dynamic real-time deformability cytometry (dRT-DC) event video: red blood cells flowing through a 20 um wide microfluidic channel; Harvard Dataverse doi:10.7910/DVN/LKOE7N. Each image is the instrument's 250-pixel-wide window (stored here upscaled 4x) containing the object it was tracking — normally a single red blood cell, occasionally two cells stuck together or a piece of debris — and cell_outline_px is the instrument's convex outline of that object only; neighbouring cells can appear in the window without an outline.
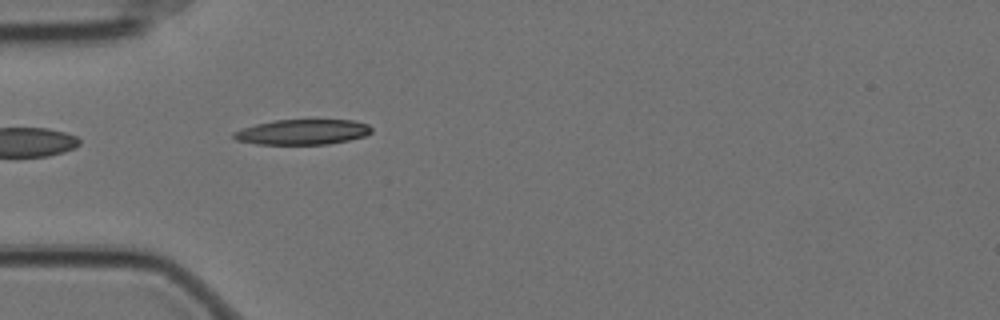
{"species": "Egyptian fruit bat (a non-hibernating species)", "species_latin": "Rousettus aegyptiacus", "temperature_condition": "cold", "stored_images_in_passage": 12, "camera_frame_rate_fps": 3000, "um_per_image_px": 0.085, "animal": {"sex": "female"}, "frame": {"image": 1, "passage_image": 1, "time_ms": 0.0, "image_size_px": [1000, 320], "cell_outline_px": [[372, 132], [364, 136], [348, 140], [328, 144], [256, 144], [236, 140], [232, 136], [232, 132], [256, 124], [276, 120], [352, 120], [368, 124], [372, 128]], "centroid_in_image_um": [25.71, 11.22], "position_along_channel_um": 59.3, "area_um2": 20.17}}
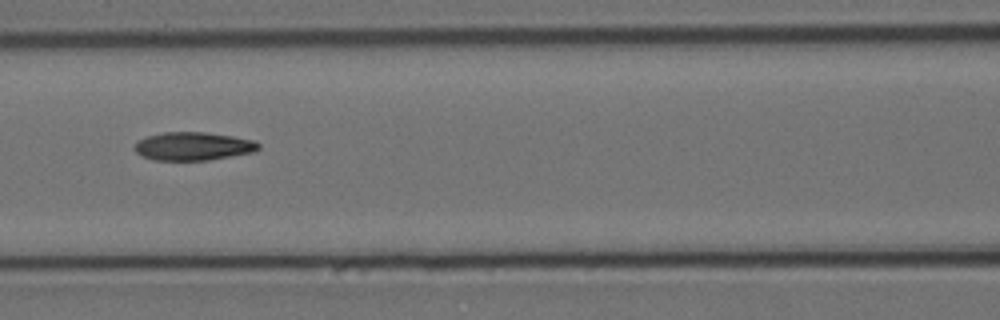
{"frame": {"image": 2, "passage_image": 9, "time_ms": 2.667, "image_size_px": [1000, 320], "cell_outline_px": [[260, 148], [256, 152], [208, 160], [152, 160], [140, 156], [132, 148], [136, 140], [148, 136], [164, 132], [204, 132], [232, 136], [252, 140], [260, 144]], "centroid_in_image_um": [16.38, 12.43], "position_along_channel_um": 150.2, "area_um2": 20.63}}